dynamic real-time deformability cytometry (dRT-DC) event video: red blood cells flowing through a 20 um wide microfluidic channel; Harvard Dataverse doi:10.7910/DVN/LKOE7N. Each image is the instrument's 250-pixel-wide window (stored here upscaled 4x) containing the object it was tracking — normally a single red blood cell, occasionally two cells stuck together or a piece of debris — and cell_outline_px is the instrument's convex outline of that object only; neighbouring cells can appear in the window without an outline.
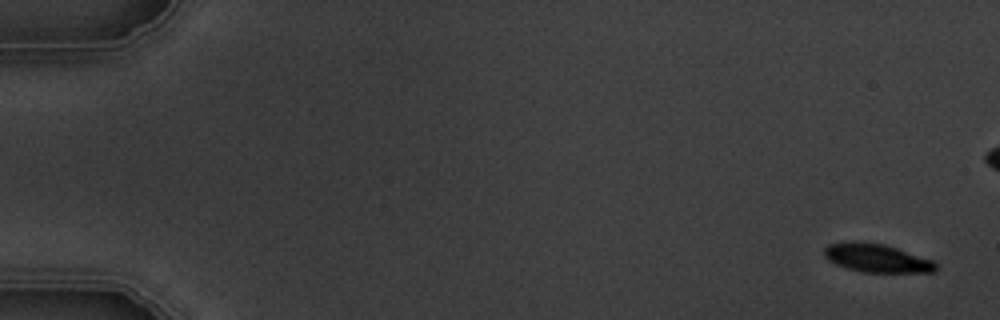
{"species": "common noctule bat (a hibernating species)", "species_latin": "Nyctalus noctula", "temperature_condition": "warm", "stored_images_in_passage": 5, "camera_frame_rate_fps": 3000, "um_per_image_px": 0.085, "animal": {"sex": "male", "body_mass_g": 19.5, "forearm_length_mm": 54.6}, "frame": {"image": 1, "passage_image": 1, "time_ms": 0.0, "image_size_px": [1000, 320], "cell_outline_px": [[936, 272], [864, 272], [848, 268], [836, 264], [828, 260], [824, 256], [824, 248], [828, 244], [852, 240], [856, 240], [884, 244], [932, 260], [936, 264]], "centroid_in_image_um": [74.48, 21.92], "position_along_channel_um": 10.5, "area_um2": 18.44}}